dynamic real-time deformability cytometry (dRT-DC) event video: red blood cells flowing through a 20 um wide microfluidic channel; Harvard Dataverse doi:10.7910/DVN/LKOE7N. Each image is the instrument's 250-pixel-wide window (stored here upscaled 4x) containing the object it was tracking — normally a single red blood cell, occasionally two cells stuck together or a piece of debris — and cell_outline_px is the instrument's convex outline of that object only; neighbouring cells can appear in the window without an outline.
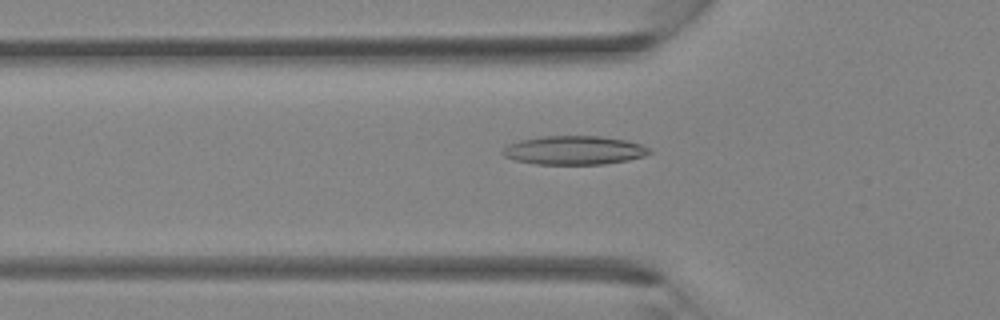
{"species": "Egyptian fruit bat (a non-hibernating species)", "species_latin": "Rousettus aegyptiacus", "temperature_condition": "room temperature", "stored_images_in_passage": 31, "camera_frame_rate_fps": 3000, "um_per_image_px": 0.085, "animal": {"sex": "female"}, "frame": {"image": 1, "passage_image": 6, "time_ms": 1.667, "image_size_px": [1000, 320], "cell_outline_px": [[652, 152], [644, 156], [628, 160], [604, 164], [536, 164], [516, 160], [504, 156], [500, 152], [508, 144], [520, 140], [548, 136], [600, 136], [624, 140], [640, 144], [652, 148]], "centroid_in_image_um": [48.82, 12.77], "position_along_channel_um": 77.0, "area_um2": 24.51}}
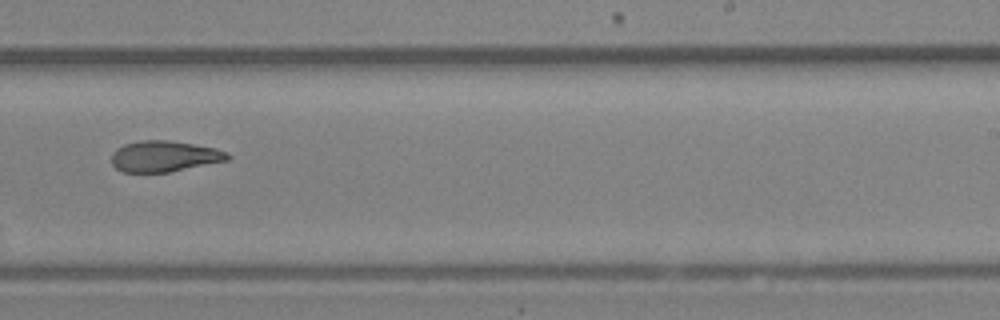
{"frame": {"image": 2, "passage_image": 17, "time_ms": 5.333, "image_size_px": [1000, 320], "cell_outline_px": [[232, 156], [228, 160], [168, 172], [124, 172], [116, 168], [112, 164], [112, 152], [116, 148], [124, 144], [140, 140], [168, 140], [216, 148], [228, 152]], "centroid_in_image_um": [13.96, 13.28], "position_along_channel_um": 275.0, "area_um2": 20.92}}
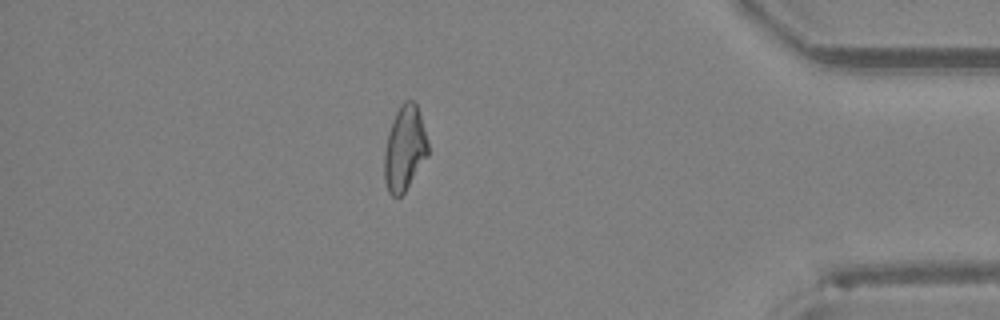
{"frame": {"image": 3, "passage_image": 26, "time_ms": 8.333, "image_size_px": [1000, 320], "cell_outline_px": [[428, 156], [404, 192], [400, 196], [392, 196], [388, 192], [384, 180], [384, 152], [388, 132], [396, 112], [400, 104], [404, 100], [412, 100], [416, 104], [428, 140]], "centroid_in_image_um": [34.38, 12.62], "position_along_channel_um": 400.8, "area_um2": 21.56}}